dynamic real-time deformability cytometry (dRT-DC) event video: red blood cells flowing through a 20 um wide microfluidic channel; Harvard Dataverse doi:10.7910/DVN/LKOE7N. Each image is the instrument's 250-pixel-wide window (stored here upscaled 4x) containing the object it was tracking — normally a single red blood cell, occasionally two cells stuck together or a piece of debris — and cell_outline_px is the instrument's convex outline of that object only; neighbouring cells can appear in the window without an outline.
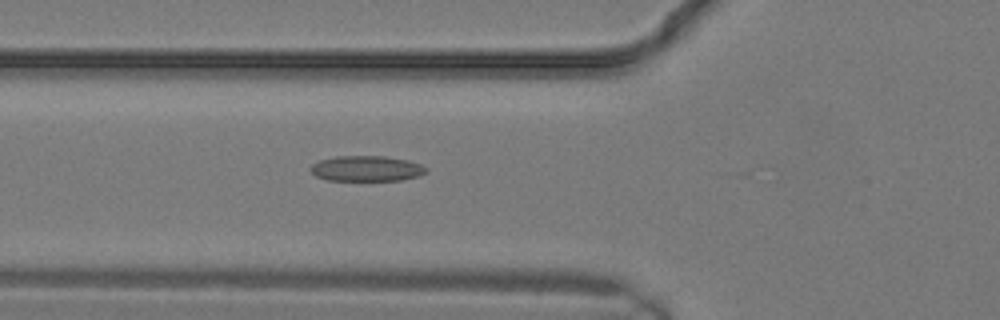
{"species": "common noctule bat (a hibernating species)", "species_latin": "Nyctalus noctula", "temperature_condition": "warm", "stored_images_in_passage": 10, "camera_frame_rate_fps": 3000, "um_per_image_px": 0.085, "animal": {"sex": "male", "body_mass_g": 19.2, "forearm_length_mm": 51.8}, "frame": {"image": 1, "passage_image": 10, "time_ms": 3.0, "image_size_px": [1000, 320], "cell_outline_px": [[428, 172], [420, 176], [400, 180], [328, 180], [316, 176], [308, 168], [312, 164], [320, 160], [336, 156], [384, 156], [408, 160], [420, 164], [428, 168]], "centroid_in_image_um": [31.18, 14.32], "position_along_channel_um": 94.6, "area_um2": 17.22}}